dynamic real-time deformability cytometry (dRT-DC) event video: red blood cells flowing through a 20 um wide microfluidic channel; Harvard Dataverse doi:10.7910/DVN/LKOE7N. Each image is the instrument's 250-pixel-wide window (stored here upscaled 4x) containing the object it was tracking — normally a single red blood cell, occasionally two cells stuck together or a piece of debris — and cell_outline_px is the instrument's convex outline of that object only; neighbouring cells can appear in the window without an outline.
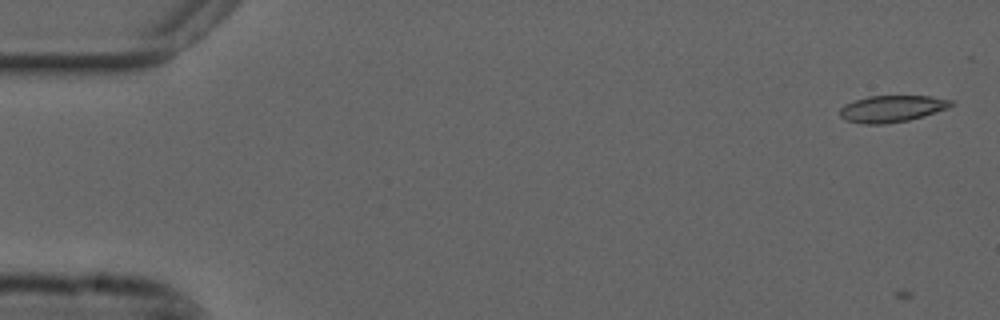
{"species": "common noctule bat (a hibernating species)", "species_latin": "Nyctalus noctula", "temperature_condition": "cold", "stored_images_in_passage": 15, "camera_frame_rate_fps": 3000, "um_per_image_px": 0.085, "animal": {"sex": "male", "forearm_length_mm": 52.5}, "frame": {"image": 1, "passage_image": 1, "time_ms": 0.0, "image_size_px": [1000, 320], "cell_outline_px": [[956, 104], [948, 108], [924, 116], [908, 120], [884, 124], [860, 124], [844, 120], [840, 116], [840, 108], [844, 104], [868, 96], [932, 96], [952, 100]], "centroid_in_image_um": [75.81, 9.24], "position_along_channel_um": 9.2, "area_um2": 17.46}}
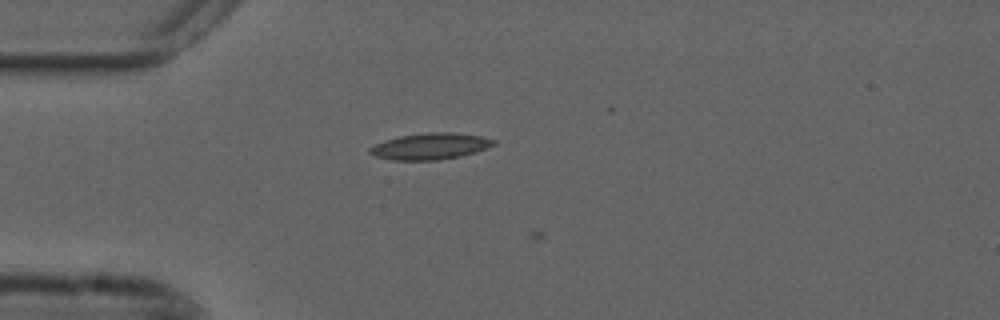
{"frame": {"image": 2, "passage_image": 14, "time_ms": 4.333, "image_size_px": [1000, 320], "cell_outline_px": [[496, 144], [488, 148], [476, 152], [460, 156], [436, 160], [392, 160], [376, 156], [368, 152], [368, 148], [384, 140], [400, 136], [428, 132], [452, 132], [480, 136], [496, 140]], "centroid_in_image_um": [36.58, 12.43], "position_along_channel_um": 48.4, "area_um2": 19.02}}